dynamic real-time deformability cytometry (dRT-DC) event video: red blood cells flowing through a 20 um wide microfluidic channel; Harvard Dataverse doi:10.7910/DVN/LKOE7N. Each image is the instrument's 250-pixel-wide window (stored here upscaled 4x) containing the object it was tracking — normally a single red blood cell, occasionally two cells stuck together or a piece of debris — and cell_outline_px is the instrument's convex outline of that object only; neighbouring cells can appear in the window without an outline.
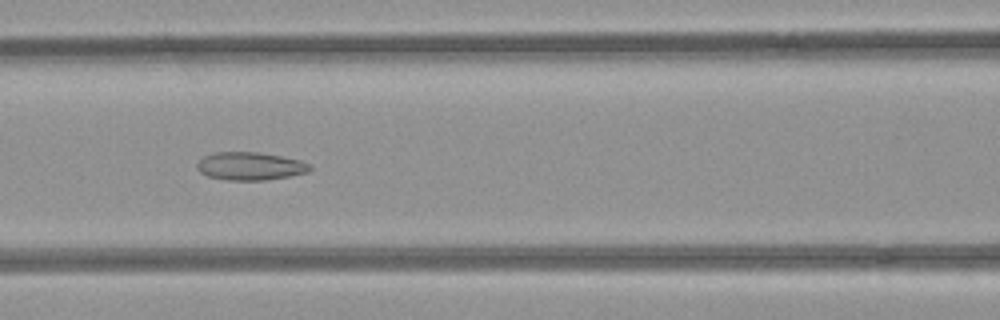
{"species": "common noctule bat (a hibernating species)", "species_latin": "Nyctalus noctula", "temperature_condition": "room temperature", "stored_images_in_passage": 51, "camera_frame_rate_fps": 3000, "um_per_image_px": 0.085, "animal": {"sex": "female", "body_mass_g": 21.9}, "frame": {"image": 1, "passage_image": 22, "time_ms": 7.0, "image_size_px": [1000, 320], "cell_outline_px": [[312, 168], [308, 172], [288, 176], [264, 180], [228, 180], [208, 176], [200, 172], [196, 168], [196, 164], [204, 156], [216, 152], [256, 152], [280, 156], [300, 160], [312, 164]], "centroid_in_image_um": [21.27, 14.12], "position_along_channel_um": 145.3, "area_um2": 18.32}}
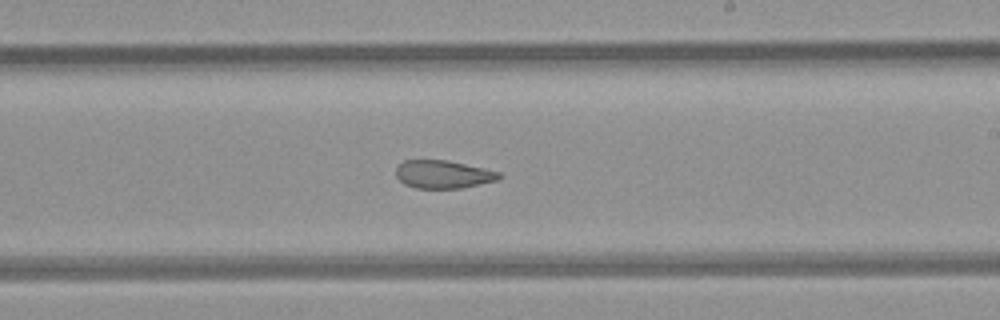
{"frame": {"image": 2, "passage_image": 30, "time_ms": 9.667, "image_size_px": [1000, 320], "cell_outline_px": [[504, 176], [496, 180], [460, 188], [416, 188], [404, 184], [396, 176], [396, 168], [404, 160], [448, 160], [484, 168], [500, 172]], "centroid_in_image_um": [37.67, 14.81], "position_along_channel_um": 251.3, "area_um2": 16.76}}
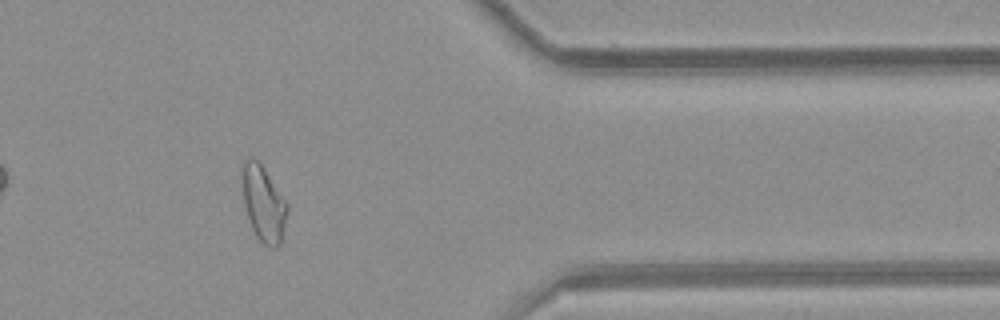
{"frame": {"image": 3, "passage_image": 42, "time_ms": 13.667, "image_size_px": [1000, 320], "cell_outline_px": [[288, 212], [280, 244], [276, 248], [272, 248], [264, 244], [256, 236], [248, 220], [244, 204], [240, 168], [244, 160], [248, 156], [252, 156], [260, 164], [288, 204]], "centroid_in_image_um": [22.36, 17.29], "position_along_channel_um": 389.0, "area_um2": 19.94}, "authors_computed_cell_mechanics": {"area_um2": 20.6346, "velocity_mm_per_s": 3.9743, "shape_relaxation_time_tau1_ms": null, "shape_relaxation_time_tau2_ms": 2.38, "deformation_change_tau1": null, "deformation_change_tau2": 0.1015}}